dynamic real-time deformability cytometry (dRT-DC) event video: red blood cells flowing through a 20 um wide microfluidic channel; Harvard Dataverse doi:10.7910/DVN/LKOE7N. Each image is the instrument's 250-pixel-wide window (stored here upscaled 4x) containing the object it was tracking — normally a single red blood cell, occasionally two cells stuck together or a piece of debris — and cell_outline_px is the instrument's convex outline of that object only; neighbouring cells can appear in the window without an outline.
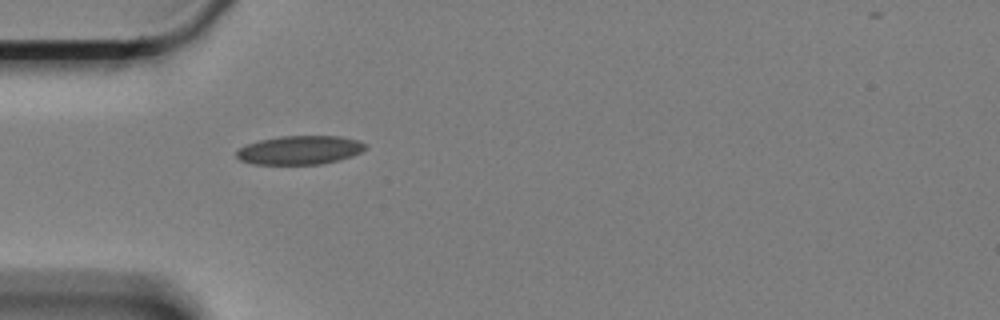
{"species": "Egyptian fruit bat (a non-hibernating species)", "species_latin": "Rousettus aegyptiacus", "temperature_condition": "cold", "stored_images_in_passage": 23, "camera_frame_rate_fps": 3000, "um_per_image_px": 0.085, "animal": {"sex": "female"}, "frame": {"image": 1, "passage_image": 1, "time_ms": 0.0, "image_size_px": [1000, 320], "cell_outline_px": [[368, 148], [352, 156], [320, 164], [252, 164], [240, 160], [236, 156], [236, 152], [240, 148], [248, 144], [260, 140], [280, 136], [340, 136], [356, 140], [368, 144]], "centroid_in_image_um": [25.49, 12.75], "position_along_channel_um": 59.5, "area_um2": 21.5}}
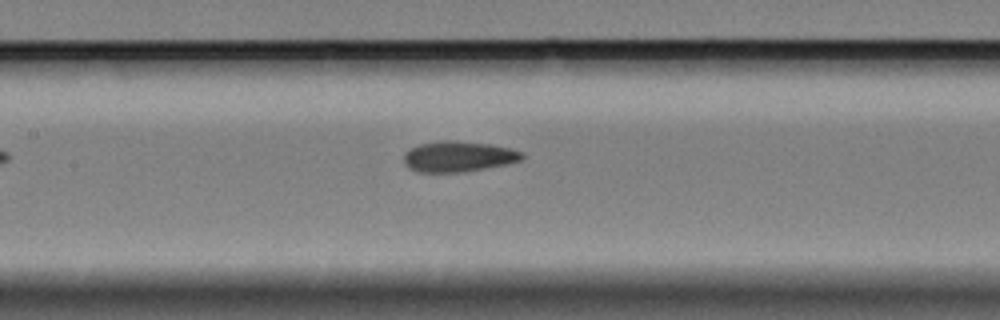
{"frame": {"image": 2, "passage_image": 11, "time_ms": 3.333, "image_size_px": [1000, 320], "cell_outline_px": [[524, 156], [520, 160], [508, 164], [460, 172], [416, 172], [408, 168], [404, 164], [404, 152], [408, 148], [420, 144], [436, 140], [456, 140], [488, 144], [512, 148], [524, 152]], "centroid_in_image_um": [38.92, 13.29], "position_along_channel_um": 168.5, "area_um2": 21.39}}
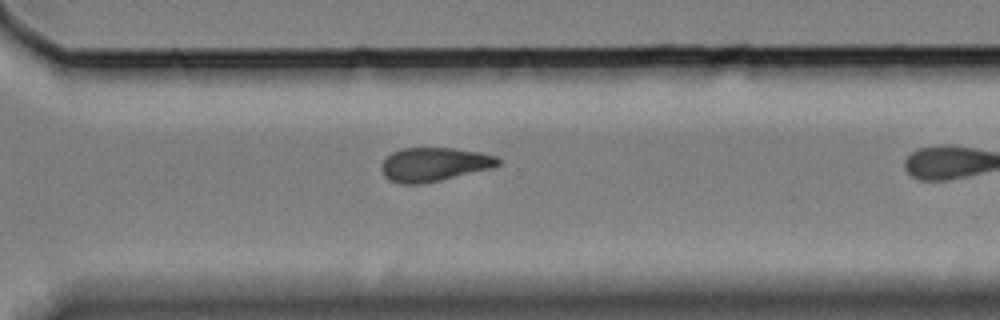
{"frame": {"image": 3, "passage_image": 22, "time_ms": 7.0, "image_size_px": [1000, 320], "cell_outline_px": [[500, 164], [492, 168], [440, 180], [420, 184], [400, 184], [388, 180], [384, 176], [380, 168], [380, 164], [392, 152], [404, 148], [452, 148], [480, 152], [496, 156], [500, 160]], "centroid_in_image_um": [36.87, 13.98], "position_along_channel_um": 333.7, "area_um2": 23.0}}